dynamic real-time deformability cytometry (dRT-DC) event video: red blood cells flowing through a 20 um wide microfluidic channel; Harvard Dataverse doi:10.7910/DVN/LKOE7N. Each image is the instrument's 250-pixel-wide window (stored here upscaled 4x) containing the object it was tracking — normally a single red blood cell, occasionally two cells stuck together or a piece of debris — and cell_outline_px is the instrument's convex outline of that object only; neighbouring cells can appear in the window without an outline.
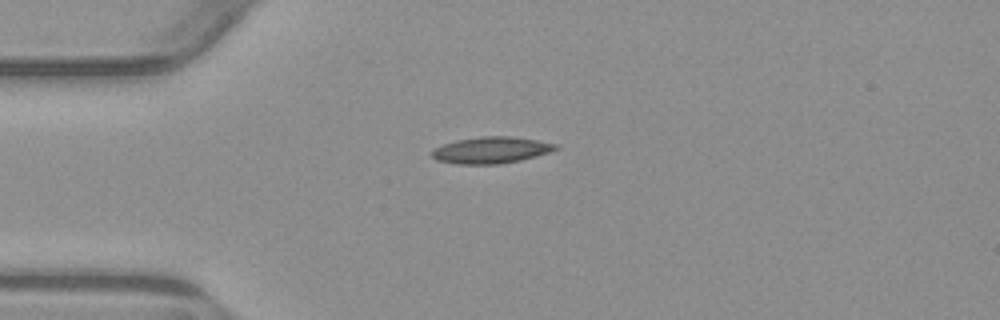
{"species": "common noctule bat (a hibernating species)", "species_latin": "Nyctalus noctula", "temperature_condition": "warm", "stored_images_in_passage": 4, "camera_frame_rate_fps": 3000, "um_per_image_px": 0.085, "animal": {"sex": "male", "body_mass_g": 23.1, "forearm_length_mm": 52.7}, "frame": {"image": 1, "passage_image": 1, "time_ms": 0.0, "image_size_px": [1000, 320], "cell_outline_px": [[560, 148], [536, 156], [520, 160], [500, 164], [456, 164], [436, 160], [432, 156], [432, 148], [456, 140], [480, 136], [508, 136], [536, 140], [556, 144]], "centroid_in_image_um": [41.71, 12.76], "position_along_channel_um": 43.3, "area_um2": 19.07}}
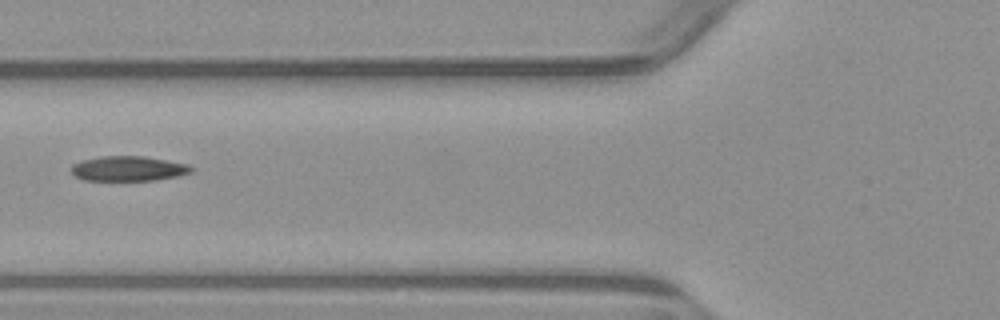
{"frame": {"image": 2, "passage_image": 3, "time_ms": 2.333, "image_size_px": [1000, 320], "cell_outline_px": [[196, 168], [192, 172], [176, 176], [156, 180], [84, 180], [76, 176], [72, 172], [72, 164], [80, 160], [100, 156], [144, 156], [188, 164]], "centroid_in_image_um": [10.92, 14.32], "position_along_channel_um": 114.9, "area_um2": 17.46}}
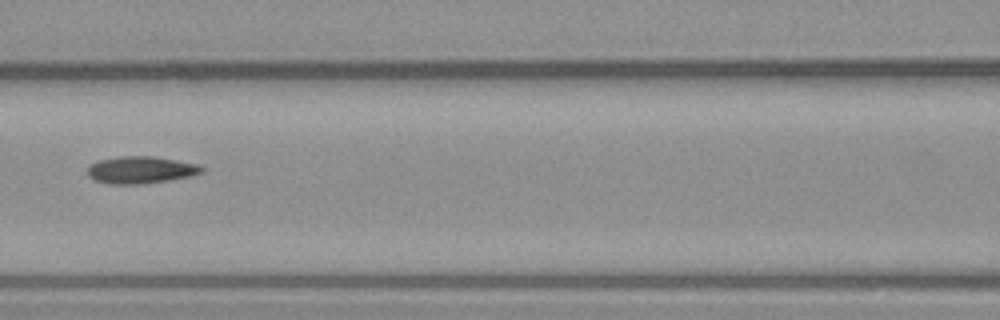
{"frame": {"image": 3, "passage_image": 4, "time_ms": 3.333, "image_size_px": [1000, 320], "cell_outline_px": [[204, 172], [192, 176], [144, 184], [112, 184], [92, 180], [88, 176], [88, 164], [96, 160], [120, 156], [152, 156], [176, 160], [196, 164], [204, 168]], "centroid_in_image_um": [11.92, 14.44], "position_along_channel_um": 154.7, "area_um2": 18.26}}